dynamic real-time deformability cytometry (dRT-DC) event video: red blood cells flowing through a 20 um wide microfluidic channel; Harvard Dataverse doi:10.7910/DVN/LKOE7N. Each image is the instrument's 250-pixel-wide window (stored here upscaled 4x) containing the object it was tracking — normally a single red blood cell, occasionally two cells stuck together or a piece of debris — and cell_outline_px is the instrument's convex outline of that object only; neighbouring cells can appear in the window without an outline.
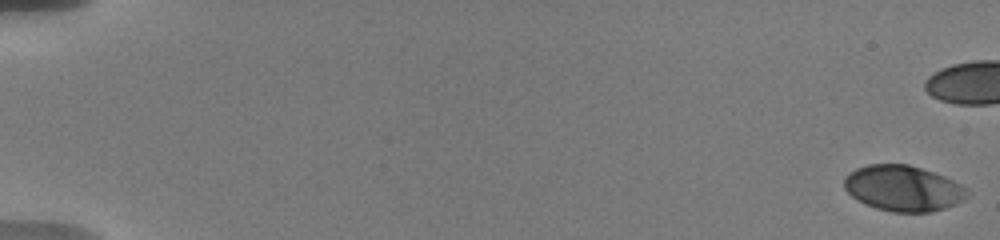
{"species": "human", "species_latin": "Homo sapiens", "temperature_condition": "warm", "stored_images_in_passage": 25, "camera_frame_rate_fps": 3000, "um_per_image_px": 0.085, "donor": {"sex": "male"}, "frame": {"image": 1, "passage_image": 1, "time_ms": 0.0, "image_size_px": [1000, 240], "cell_outline_px": [[968, 192], [964, 200], [956, 204], [932, 212], [892, 212], [876, 208], [864, 204], [856, 200], [844, 188], [844, 176], [848, 172], [856, 168], [868, 164], [908, 164], [944, 176], [960, 184]], "centroid_in_image_um": [76.72, 16.01], "position_along_channel_um": 8.3, "area_um2": 32.77}}